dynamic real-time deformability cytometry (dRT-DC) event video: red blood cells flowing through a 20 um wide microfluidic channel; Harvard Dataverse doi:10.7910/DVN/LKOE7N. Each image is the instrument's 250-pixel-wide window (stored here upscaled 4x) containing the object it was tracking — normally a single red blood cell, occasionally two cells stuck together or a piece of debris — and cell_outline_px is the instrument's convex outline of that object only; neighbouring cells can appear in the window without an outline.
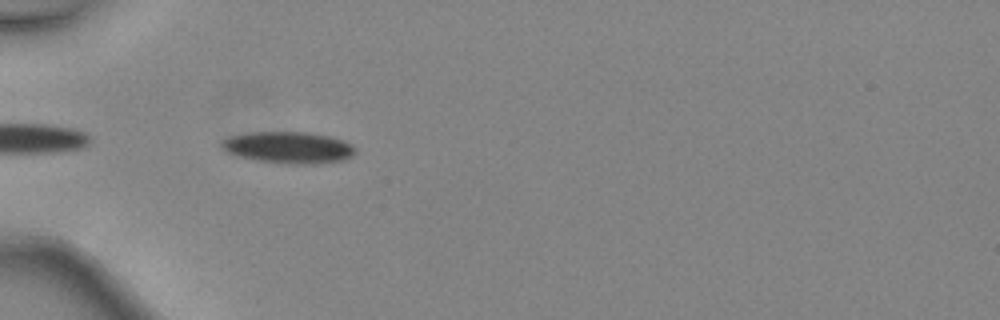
{"species": "common noctule bat (a hibernating species)", "species_latin": "Nyctalus noctula", "temperature_condition": "warm", "stored_images_in_passage": 9, "camera_frame_rate_fps": 3000, "um_per_image_px": 0.085, "animal": {"sex": "female", "body_mass_g": 24.6, "forearm_length_mm": 56.2}, "frame": {"image": 1, "passage_image": 2, "time_ms": 0.333, "image_size_px": [1000, 320], "cell_outline_px": [[356, 152], [352, 156], [344, 160], [312, 164], [292, 164], [256, 160], [240, 156], [228, 152], [220, 144], [220, 140], [228, 136], [248, 132], [308, 132], [328, 136], [344, 140], [356, 148]], "centroid_in_image_um": [24.53, 12.53], "position_along_channel_um": 60.5, "area_um2": 24.68}}
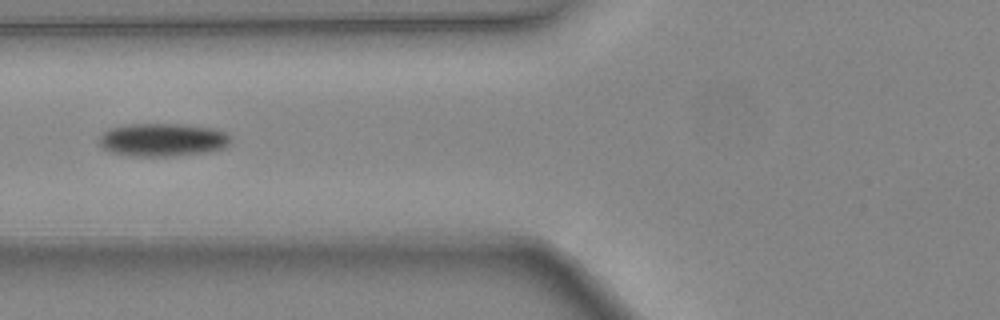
{"frame": {"image": 2, "passage_image": 6, "time_ms": 1.667, "image_size_px": [1000, 320], "cell_outline_px": [[232, 140], [224, 148], [212, 152], [172, 156], [132, 156], [112, 152], [100, 148], [100, 136], [108, 128], [124, 124], [180, 124], [212, 128], [224, 132]], "centroid_in_image_um": [13.81, 11.89], "position_along_channel_um": 112.0, "area_um2": 25.55}}